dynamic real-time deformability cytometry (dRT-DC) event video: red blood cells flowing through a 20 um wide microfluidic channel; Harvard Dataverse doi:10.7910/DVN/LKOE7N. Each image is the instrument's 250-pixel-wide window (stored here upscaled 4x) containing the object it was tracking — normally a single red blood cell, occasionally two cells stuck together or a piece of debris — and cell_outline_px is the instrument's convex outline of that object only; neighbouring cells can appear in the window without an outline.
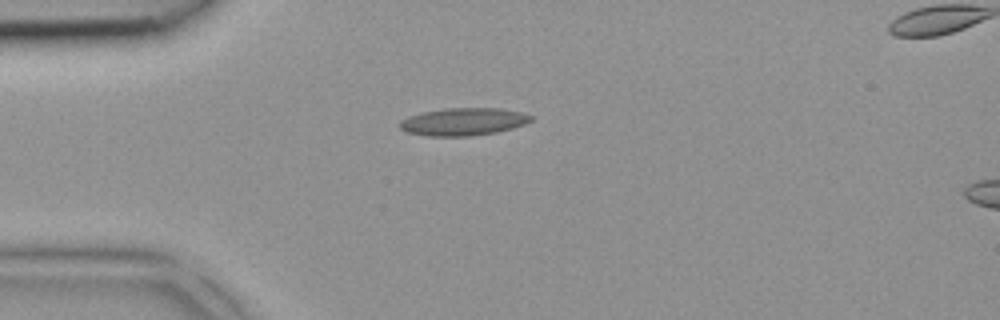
{"species": "common noctule bat (a hibernating species)", "species_latin": "Nyctalus noctula", "temperature_condition": "room temperature", "stored_images_in_passage": 2, "camera_frame_rate_fps": 3000, "um_per_image_px": 0.085, "animal": {"sex": "female", "body_mass_g": 18.4}, "frame": {"image": 1, "passage_image": 1, "time_ms": 0.0, "image_size_px": [1000, 320], "cell_outline_px": [[532, 120], [524, 124], [512, 128], [496, 132], [472, 136], [428, 136], [404, 132], [400, 128], [400, 120], [408, 116], [424, 112], [448, 108], [500, 108], [520, 112], [532, 116]], "centroid_in_image_um": [39.36, 10.35], "position_along_channel_um": 45.6, "area_um2": 21.04}}